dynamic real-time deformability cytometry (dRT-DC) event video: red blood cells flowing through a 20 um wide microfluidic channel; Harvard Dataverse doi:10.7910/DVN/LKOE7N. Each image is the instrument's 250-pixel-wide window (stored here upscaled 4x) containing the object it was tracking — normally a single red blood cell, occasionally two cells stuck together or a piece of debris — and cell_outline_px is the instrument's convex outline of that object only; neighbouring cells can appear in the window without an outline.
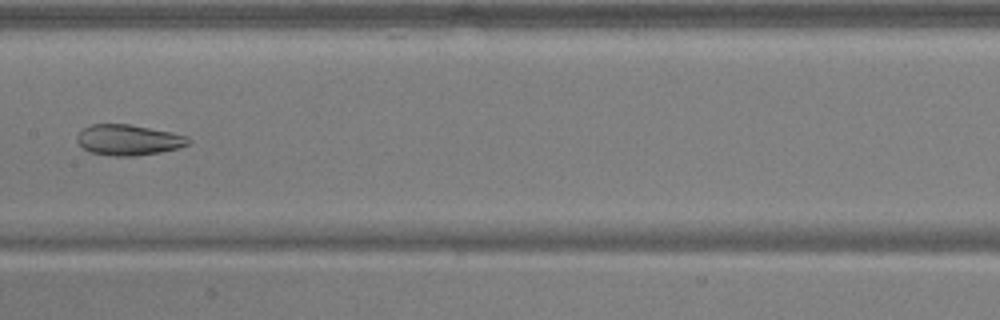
{"species": "common noctule bat (a hibernating species)", "species_latin": "Nyctalus noctula", "temperature_condition": "warm", "stored_images_in_passage": 7, "camera_frame_rate_fps": 3000, "um_per_image_px": 0.085, "animal": {"sex": "male", "body_mass_g": 17.9, "forearm_length_mm": 54.2}, "frame": {"image": 1, "passage_image": 7, "time_ms": 2.0, "image_size_px": [1000, 320], "cell_outline_px": [[192, 140], [188, 144], [176, 148], [160, 152], [136, 156], [112, 156], [88, 152], [76, 140], [76, 136], [84, 128], [92, 124], [128, 124], [172, 132], [188, 136]], "centroid_in_image_um": [10.91, 11.9], "position_along_channel_um": 196.5, "area_um2": 19.88}}